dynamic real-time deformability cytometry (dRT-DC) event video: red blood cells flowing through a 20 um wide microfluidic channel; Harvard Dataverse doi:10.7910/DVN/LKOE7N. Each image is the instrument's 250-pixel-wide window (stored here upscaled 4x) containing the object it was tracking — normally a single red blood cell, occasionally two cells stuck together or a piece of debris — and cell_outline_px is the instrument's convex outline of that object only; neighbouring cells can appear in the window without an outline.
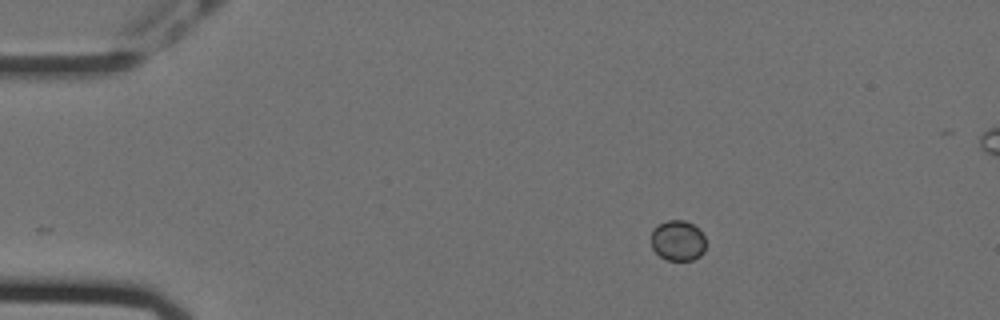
{"species": "Egyptian fruit bat (a non-hibernating species)", "species_latin": "Rousettus aegyptiacus", "temperature_condition": "cold", "stored_images_in_passage": 49, "camera_frame_rate_fps": 3000, "um_per_image_px": 0.085, "animal": {"sex": "female"}, "frame": {"image": 1, "passage_image": 1, "time_ms": 0.0, "image_size_px": [1000, 320], "cell_outline_px": [[704, 252], [700, 256], [692, 260], [668, 260], [660, 256], [652, 248], [652, 228], [668, 220], [684, 220], [692, 224], [704, 236]], "centroid_in_image_um": [57.6, 20.45], "position_along_channel_um": 27.4, "area_um2": 12.72}}
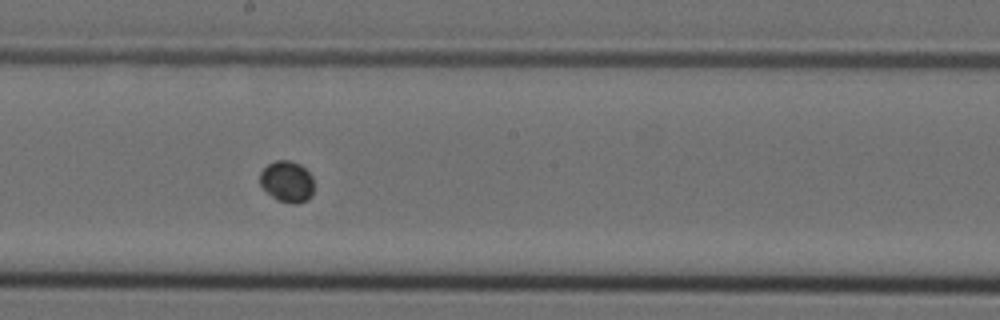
{"frame": {"image": 2, "passage_image": 23, "time_ms": 7.333, "image_size_px": [1000, 320], "cell_outline_px": [[312, 196], [308, 200], [296, 204], [292, 204], [276, 200], [260, 184], [260, 172], [268, 164], [276, 160], [288, 160], [300, 164], [312, 176]], "centroid_in_image_um": [24.4, 15.44], "position_along_channel_um": 223.8, "area_um2": 12.95}}
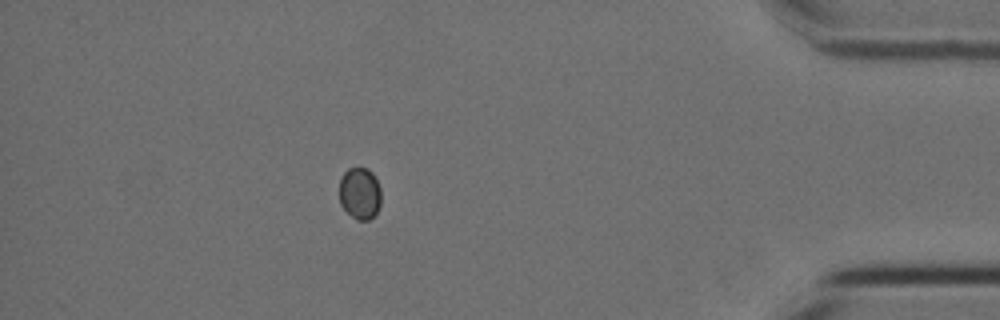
{"frame": {"image": 3, "passage_image": 42, "time_ms": 13.667, "image_size_px": [1000, 320], "cell_outline_px": [[380, 204], [376, 212], [368, 220], [356, 220], [340, 204], [340, 180], [344, 172], [348, 168], [368, 168], [372, 172], [380, 188]], "centroid_in_image_um": [30.58, 16.42], "position_along_channel_um": 404.6, "area_um2": 12.48}}